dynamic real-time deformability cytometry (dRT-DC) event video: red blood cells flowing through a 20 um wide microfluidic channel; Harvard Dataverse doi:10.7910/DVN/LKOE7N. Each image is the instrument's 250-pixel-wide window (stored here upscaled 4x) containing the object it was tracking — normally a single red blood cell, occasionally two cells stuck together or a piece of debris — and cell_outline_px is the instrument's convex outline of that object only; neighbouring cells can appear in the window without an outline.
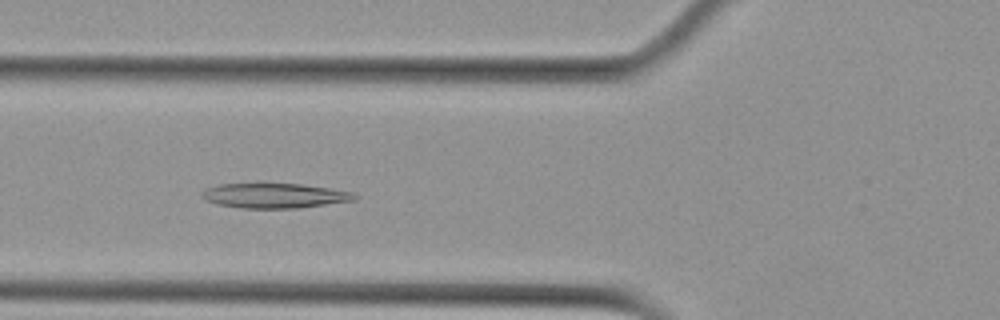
{"species": "Egyptian fruit bat (a non-hibernating species)", "species_latin": "Rousettus aegyptiacus", "temperature_condition": "cold", "stored_images_in_passage": 54, "camera_frame_rate_fps": 3000, "um_per_image_px": 0.085, "animal": {"sex": "female"}, "frame": {"image": 1, "passage_image": 20, "time_ms": 6.333, "image_size_px": [1000, 320], "cell_outline_px": [[360, 196], [352, 200], [296, 208], [240, 208], [220, 204], [208, 200], [200, 196], [208, 188], [220, 184], [300, 184], [328, 188], [352, 192]], "centroid_in_image_um": [23.36, 16.63], "position_along_channel_um": 102.4, "area_um2": 21.5}}
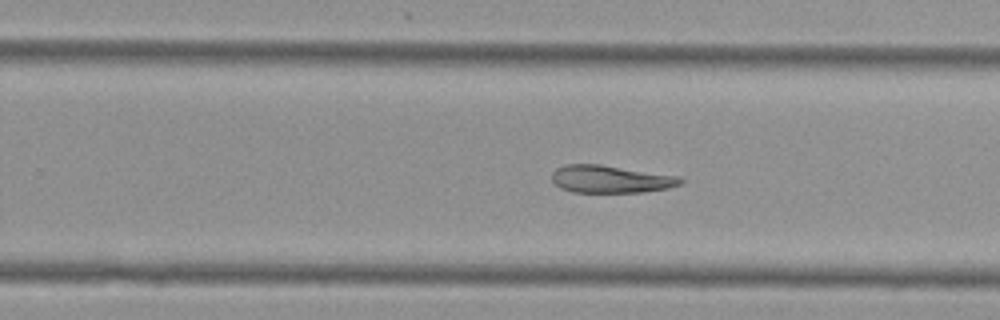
{"frame": {"image": 2, "passage_image": 34, "time_ms": 11.0, "image_size_px": [1000, 320], "cell_outline_px": [[684, 184], [668, 188], [644, 192], [572, 192], [560, 188], [552, 180], [552, 172], [556, 168], [568, 164], [600, 164], [680, 176], [684, 180]], "centroid_in_image_um": [51.94, 15.22], "position_along_channel_um": 277.9, "area_um2": 20.81}}
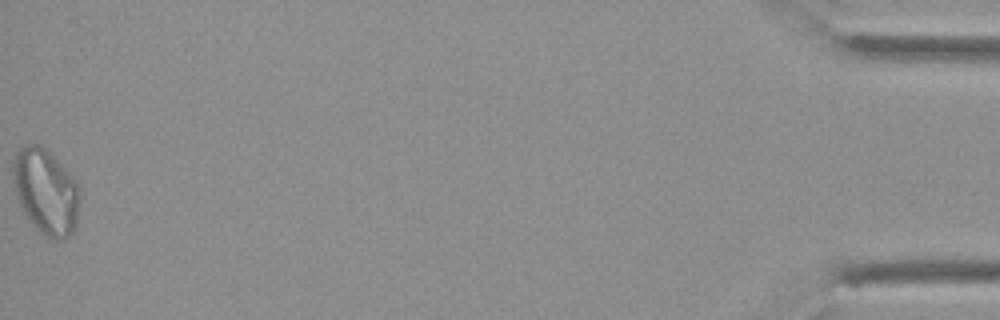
{"frame": {"image": 3, "passage_image": 54, "time_ms": 17.667, "image_size_px": [1000, 320], "cell_outline_px": [[80, 196], [76, 224], [72, 232], [68, 236], [56, 240], [40, 232], [32, 224], [24, 212], [16, 196], [12, 176], [12, 160], [16, 152], [20, 148], [28, 144], [36, 144], [44, 148], [80, 184]], "centroid_in_image_um": [3.89, 16.27], "position_along_channel_um": 431.3, "area_um2": 33.06}}